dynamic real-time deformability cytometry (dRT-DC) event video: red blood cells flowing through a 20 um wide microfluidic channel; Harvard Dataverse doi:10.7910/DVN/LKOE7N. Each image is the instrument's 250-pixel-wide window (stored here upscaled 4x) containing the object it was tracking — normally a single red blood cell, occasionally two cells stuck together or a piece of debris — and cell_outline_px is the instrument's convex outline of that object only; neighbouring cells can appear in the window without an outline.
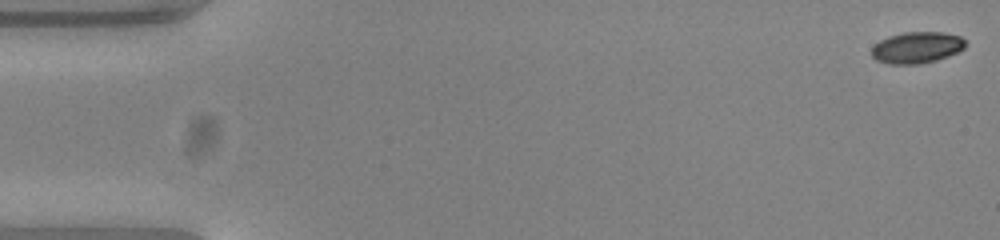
{"species": "common noctule bat (a hibernating species)", "species_latin": "Nyctalus noctula", "temperature_condition": "warm", "stored_images_in_passage": 54, "camera_frame_rate_fps": 3000, "um_per_image_px": 0.085, "animal": {"sex": "female", "body_mass_g": 23.0, "forearm_length_mm": 53.4}, "frame": {"image": 1, "passage_image": 1, "time_ms": 0.0, "image_size_px": [1000, 240], "cell_outline_px": [[968, 44], [964, 48], [948, 56], [936, 60], [920, 64], [888, 64], [876, 60], [872, 56], [872, 48], [880, 40], [888, 36], [904, 32], [944, 32], [960, 36]], "centroid_in_image_um": [77.94, 4.04], "position_along_channel_um": 7.1, "area_um2": 17.22}}
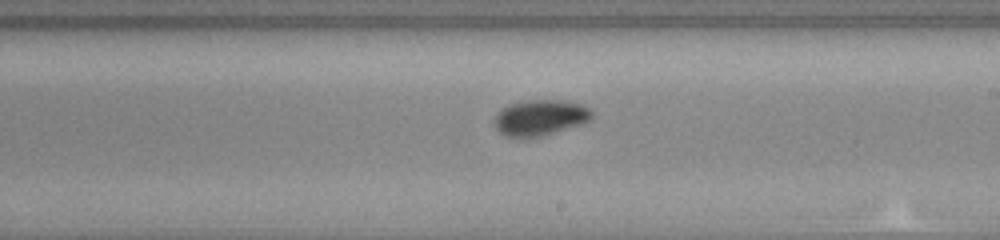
{"frame": {"image": 2, "passage_image": 31, "time_ms": 10.0, "image_size_px": [1000, 240], "cell_outline_px": [[592, 116], [588, 120], [580, 124], [544, 136], [504, 136], [492, 124], [492, 120], [496, 112], [508, 104], [524, 100], [564, 100], [584, 104], [592, 112]], "centroid_in_image_um": [45.86, 9.97], "position_along_channel_um": 243.1, "area_um2": 20.46}}
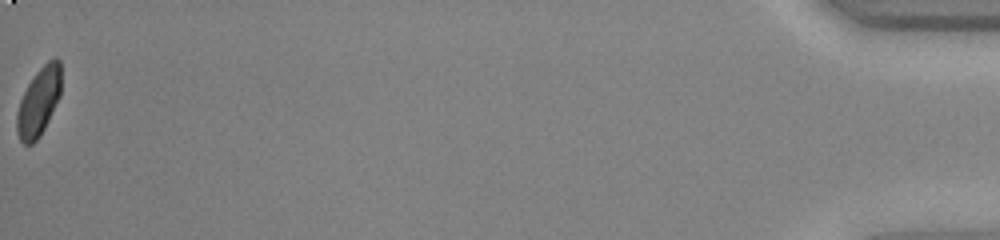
{"frame": {"image": 3, "passage_image": 54, "time_ms": 17.667, "image_size_px": [1000, 240], "cell_outline_px": [[60, 96], [40, 136], [32, 144], [24, 144], [20, 140], [16, 132], [16, 116], [20, 100], [28, 84], [36, 72], [48, 60], [56, 56], [60, 60]], "centroid_in_image_um": [3.28, 8.64], "position_along_channel_um": 431.9, "area_um2": 17.51}, "authors_computed_cell_mechanics": {"area_um2": 18.2937, "velocity_mm_per_s": 3.8349, "shape_relaxation_time_tau1_ms": 2.8876, "shape_relaxation_time_tau2_ms": null, "deformation_change_tau1": 0.1215, "deformation_change_tau2": null}}